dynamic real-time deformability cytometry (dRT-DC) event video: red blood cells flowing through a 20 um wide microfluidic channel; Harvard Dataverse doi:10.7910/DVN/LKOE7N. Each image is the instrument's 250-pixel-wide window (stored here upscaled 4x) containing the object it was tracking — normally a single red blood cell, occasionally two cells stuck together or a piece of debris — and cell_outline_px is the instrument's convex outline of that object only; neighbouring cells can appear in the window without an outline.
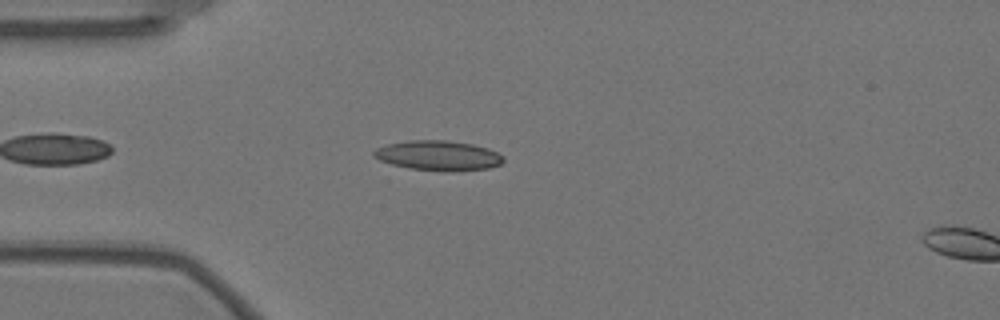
{"species": "Egyptian fruit bat (a non-hibernating species)", "species_latin": "Rousettus aegyptiacus", "temperature_condition": "warm", "stored_images_in_passage": 46, "camera_frame_rate_fps": 3000, "um_per_image_px": 0.085, "animal": {"sex": "female"}, "frame": {"image": 1, "passage_image": 7, "time_ms": 2.0, "image_size_px": [1000, 320], "cell_outline_px": [[504, 160], [500, 164], [488, 168], [448, 172], [444, 172], [408, 168], [392, 164], [380, 160], [372, 156], [372, 152], [376, 148], [388, 144], [408, 140], [448, 140], [472, 144], [488, 148], [504, 156]], "centroid_in_image_um": [37.24, 13.22], "position_along_channel_um": 47.8, "area_um2": 22.72}}
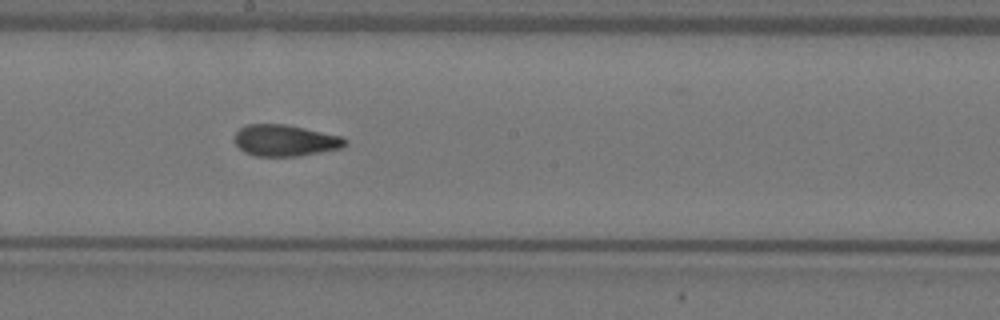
{"frame": {"image": 2, "passage_image": 23, "time_ms": 7.333, "image_size_px": [1000, 320], "cell_outline_px": [[348, 144], [340, 148], [300, 156], [256, 156], [244, 152], [232, 140], [236, 132], [240, 128], [248, 124], [284, 124], [344, 136], [348, 140]], "centroid_in_image_um": [24.24, 11.94], "position_along_channel_um": 224.0, "area_um2": 20.4}}
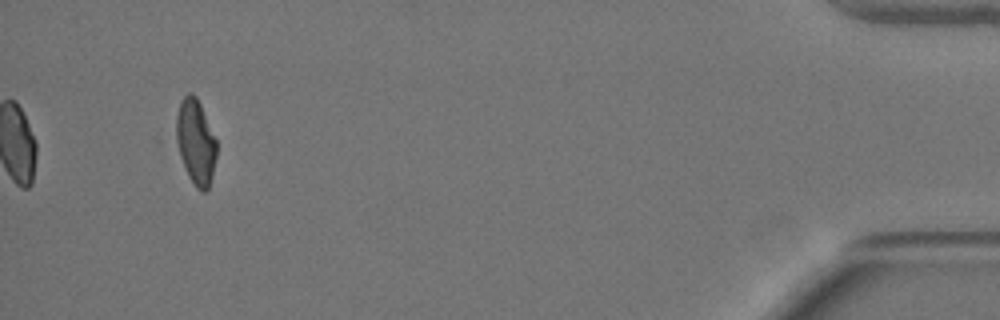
{"frame": {"image": 3, "passage_image": 46, "time_ms": 15.0, "image_size_px": [1000, 320], "cell_outline_px": [[216, 156], [212, 176], [208, 188], [204, 192], [200, 192], [196, 188], [188, 176], [184, 168], [180, 156], [176, 140], [176, 116], [180, 100], [188, 92], [192, 92], [196, 96], [200, 104], [216, 140]], "centroid_in_image_um": [16.61, 12.06], "position_along_channel_um": 418.6, "area_um2": 20.0}, "authors_computed_cell_mechanics": {"area_um2": 20.4612, "velocity_mm_per_s": 3.5245, "shape_relaxation_time_tau1_ms": 9.4218, "shape_relaxation_time_tau2_ms": 2.3446, "deformation_change_tau1": 0.2195, "deformation_change_tau2": 0.0855}}